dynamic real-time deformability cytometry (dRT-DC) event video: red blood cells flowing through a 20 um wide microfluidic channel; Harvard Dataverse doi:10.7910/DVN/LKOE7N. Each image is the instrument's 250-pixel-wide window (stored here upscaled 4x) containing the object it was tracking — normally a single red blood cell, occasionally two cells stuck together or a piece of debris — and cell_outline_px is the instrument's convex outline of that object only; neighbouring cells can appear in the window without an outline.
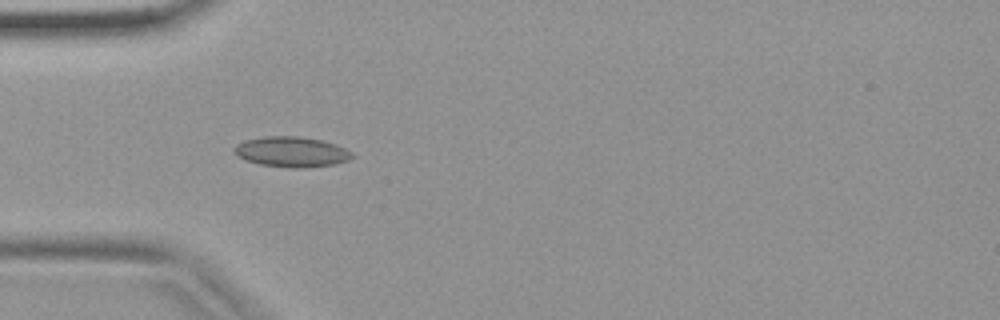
{"species": "common noctule bat (a hibernating species)", "species_latin": "Nyctalus noctula", "temperature_condition": "warm", "stored_images_in_passage": 40, "camera_frame_rate_fps": 3000, "um_per_image_px": 0.085, "animal": {"sex": "female", "body_mass_g": 19.9}, "frame": {"image": 1, "passage_image": 12, "time_ms": 3.667, "image_size_px": [1000, 320], "cell_outline_px": [[356, 156], [348, 160], [336, 164], [300, 168], [292, 168], [260, 164], [236, 156], [232, 152], [232, 148], [236, 144], [244, 140], [264, 136], [300, 136], [324, 140], [336, 144], [352, 152]], "centroid_in_image_um": [24.78, 12.89], "position_along_channel_um": 60.2, "area_um2": 21.1}}
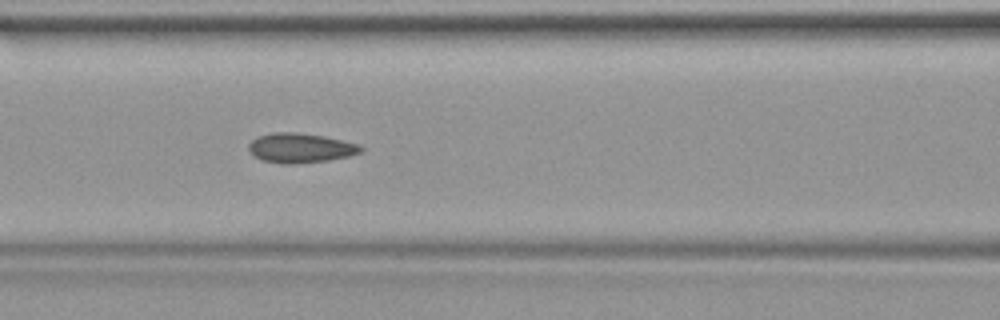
{"frame": {"image": 2, "passage_image": 17, "time_ms": 5.333, "image_size_px": [1000, 320], "cell_outline_px": [[364, 148], [360, 152], [348, 156], [328, 160], [296, 164], [280, 164], [264, 160], [252, 156], [248, 148], [248, 144], [256, 136], [272, 132], [296, 132], [324, 136], [360, 144]], "centroid_in_image_um": [25.5, 12.57], "position_along_channel_um": 141.1, "area_um2": 19.54}}
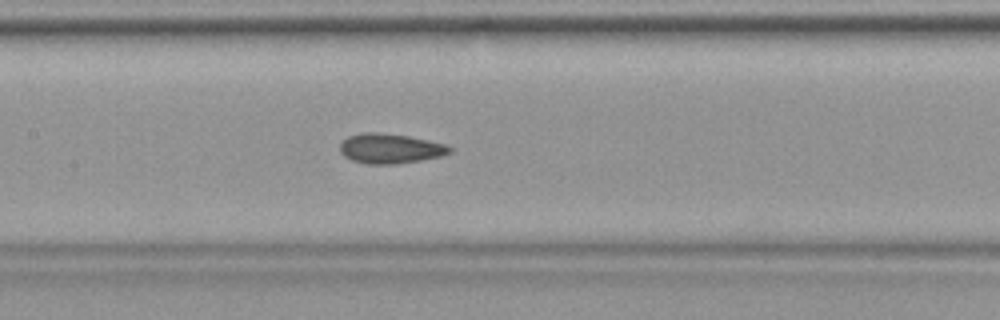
{"frame": {"image": 3, "passage_image": 19, "time_ms": 6.0, "image_size_px": [1000, 320], "cell_outline_px": [[452, 152], [440, 156], [420, 160], [396, 164], [368, 164], [352, 160], [344, 156], [340, 152], [340, 144], [348, 136], [364, 132], [376, 132], [408, 136], [428, 140], [444, 144], [452, 148]], "centroid_in_image_um": [33.15, 12.62], "position_along_channel_um": 174.3, "area_um2": 18.96}}